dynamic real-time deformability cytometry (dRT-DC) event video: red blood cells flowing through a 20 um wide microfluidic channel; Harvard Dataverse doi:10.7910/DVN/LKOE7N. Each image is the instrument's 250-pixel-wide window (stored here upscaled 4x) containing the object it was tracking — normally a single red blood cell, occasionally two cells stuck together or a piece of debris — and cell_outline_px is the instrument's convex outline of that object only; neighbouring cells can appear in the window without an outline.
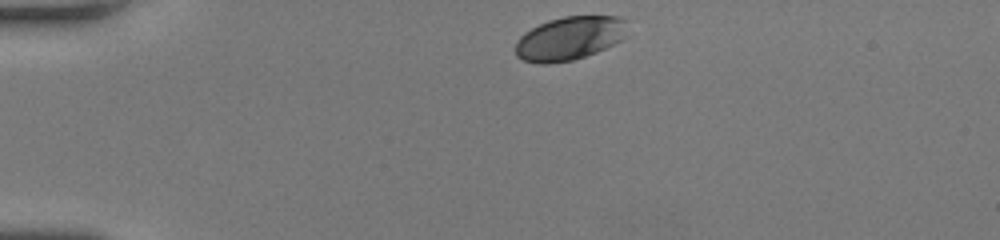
{"species": "human", "species_latin": "Homo sapiens", "temperature_condition": "room temperature", "stored_images_in_passage": 32, "camera_frame_rate_fps": 3000, "um_per_image_px": 0.085, "donor": {"sex": "female"}, "frame": {"image": 1, "passage_image": 1, "time_ms": 0.0, "image_size_px": [1000, 240], "cell_outline_px": [[628, 36], [596, 52], [572, 60], [544, 64], [540, 64], [524, 60], [516, 56], [516, 40], [524, 32], [548, 20], [564, 16], [620, 16], [624, 20]], "centroid_in_image_um": [48.4, 3.25], "position_along_channel_um": 36.6, "area_um2": 28.32}}
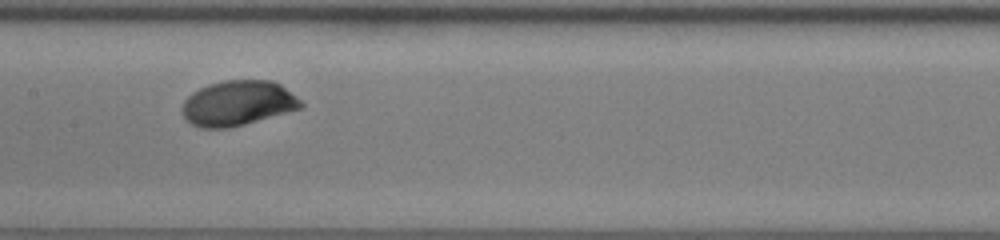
{"frame": {"image": 2, "passage_image": 16, "time_ms": 5.0, "image_size_px": [1000, 240], "cell_outline_px": [[304, 104], [300, 108], [244, 124], [228, 128], [200, 128], [192, 124], [180, 112], [180, 108], [184, 100], [192, 92], [208, 84], [224, 80], [272, 80], [280, 84], [296, 96]], "centroid_in_image_um": [20.17, 8.76], "position_along_channel_um": 187.2, "area_um2": 31.1}}
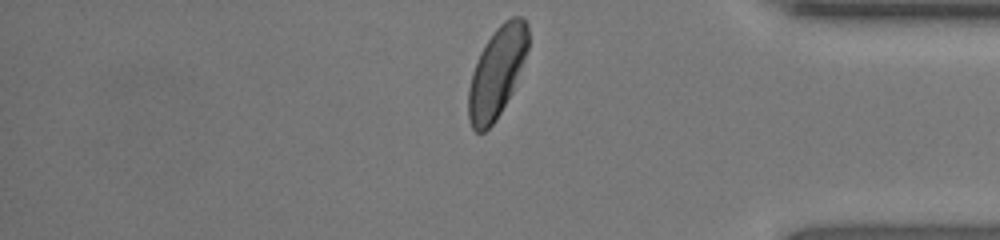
{"frame": {"image": 3, "passage_image": 32, "time_ms": 10.333, "image_size_px": [1000, 240], "cell_outline_px": [[528, 48], [524, 60], [512, 92], [496, 120], [484, 132], [476, 132], [472, 128], [468, 120], [468, 88], [472, 72], [480, 52], [484, 44], [496, 28], [504, 20], [512, 16], [520, 16], [528, 24]], "centroid_in_image_um": [42.22, 6.14], "position_along_channel_um": 393.0, "area_um2": 31.39}, "authors_computed_cell_mechanics": {"area_um2": 30.634, "velocity_mm_per_s": 4.1958, "shape_relaxation_time_tau1_ms": 1.63, "shape_relaxation_time_tau2_ms": null, "deformation_change_tau1": 0.0924, "deformation_change_tau2": null}}